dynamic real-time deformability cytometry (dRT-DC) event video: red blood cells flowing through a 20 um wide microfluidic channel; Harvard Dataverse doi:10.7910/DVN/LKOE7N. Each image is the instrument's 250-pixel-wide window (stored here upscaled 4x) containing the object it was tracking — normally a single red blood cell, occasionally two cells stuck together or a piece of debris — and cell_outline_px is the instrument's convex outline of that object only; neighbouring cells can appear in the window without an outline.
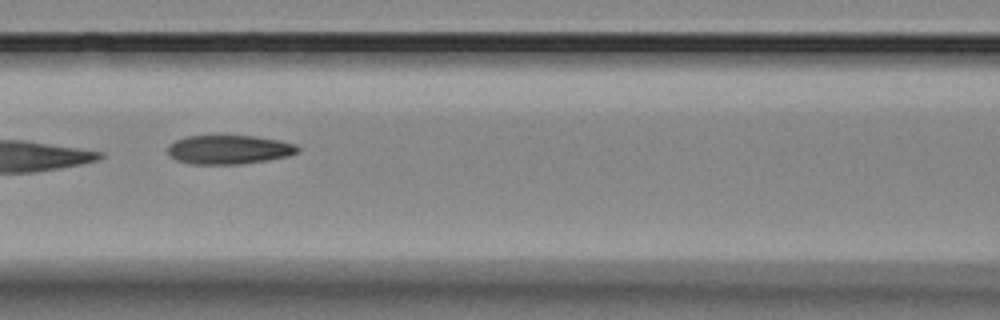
{"species": "Egyptian fruit bat (a non-hibernating species)", "species_latin": "Rousettus aegyptiacus", "temperature_condition": "room temperature", "stored_images_in_passage": 9, "camera_frame_rate_fps": 3000, "um_per_image_px": 0.085, "animal": {"sex": "female"}, "frame": {"image": 1, "passage_image": 6, "time_ms": 6.667, "image_size_px": [1000, 320], "cell_outline_px": [[300, 148], [296, 152], [288, 156], [240, 164], [192, 164], [176, 160], [168, 156], [168, 144], [176, 140], [188, 136], [256, 136], [296, 144]], "centroid_in_image_um": [19.41, 12.72], "position_along_channel_um": 147.2, "area_um2": 21.79}}
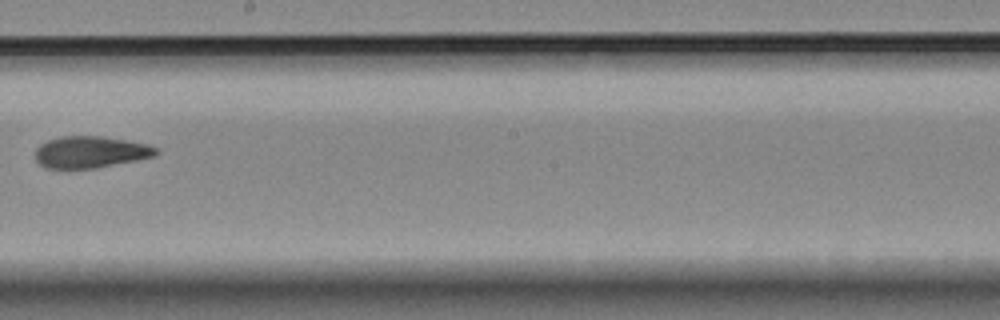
{"frame": {"image": 2, "passage_image": 8, "time_ms": 9.0, "image_size_px": [1000, 320], "cell_outline_px": [[160, 152], [156, 156], [96, 168], [48, 168], [40, 164], [36, 160], [36, 148], [40, 144], [48, 140], [60, 136], [100, 136], [148, 144], [156, 148]], "centroid_in_image_um": [7.7, 12.92], "position_along_channel_um": 240.5, "area_um2": 22.2}}
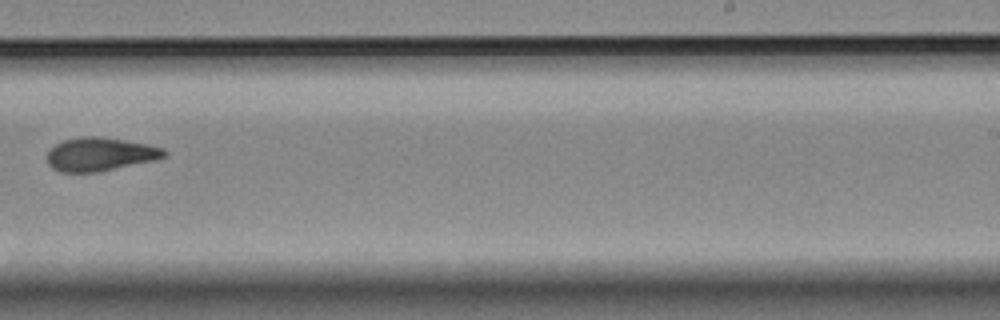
{"frame": {"image": 3, "passage_image": 9, "time_ms": 10.0, "image_size_px": [1000, 320], "cell_outline_px": [[168, 152], [164, 156], [152, 160], [96, 172], [60, 172], [52, 168], [48, 164], [48, 148], [64, 140], [80, 136], [100, 136], [148, 144], [164, 148]], "centroid_in_image_um": [8.46, 13.09], "position_along_channel_um": 280.5, "area_um2": 22.66}}